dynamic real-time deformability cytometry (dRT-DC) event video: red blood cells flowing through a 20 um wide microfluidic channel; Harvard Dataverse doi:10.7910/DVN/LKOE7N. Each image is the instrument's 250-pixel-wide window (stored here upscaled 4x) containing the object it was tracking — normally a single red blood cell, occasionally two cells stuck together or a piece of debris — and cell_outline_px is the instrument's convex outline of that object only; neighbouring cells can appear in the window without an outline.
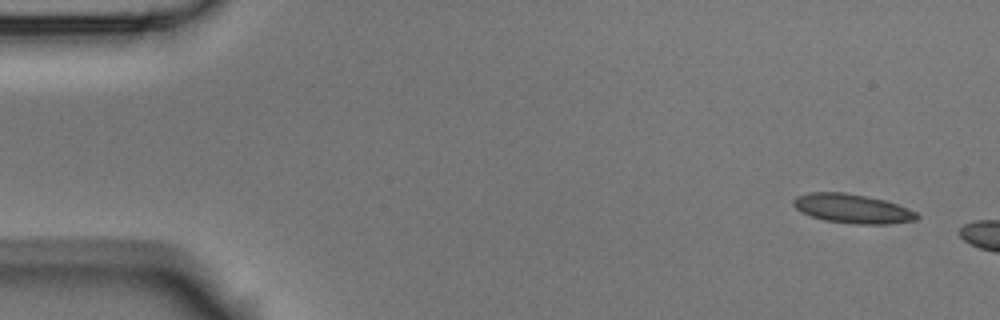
{"species": "Egyptian fruit bat (a non-hibernating species)", "species_latin": "Rousettus aegyptiacus", "temperature_condition": "room temperature", "stored_images_in_passage": 2, "camera_frame_rate_fps": 3000, "um_per_image_px": 0.085, "animal": {"sex": "male"}, "frame": {"image": 1, "passage_image": 1, "time_ms": 0.0, "image_size_px": [1000, 320], "cell_outline_px": [[920, 216], [916, 220], [888, 224], [856, 224], [824, 220], [800, 212], [792, 204], [792, 200], [796, 196], [808, 192], [844, 192], [884, 200], [896, 204], [916, 212]], "centroid_in_image_um": [72.41, 17.73], "position_along_channel_um": 12.6, "area_um2": 20.92}}